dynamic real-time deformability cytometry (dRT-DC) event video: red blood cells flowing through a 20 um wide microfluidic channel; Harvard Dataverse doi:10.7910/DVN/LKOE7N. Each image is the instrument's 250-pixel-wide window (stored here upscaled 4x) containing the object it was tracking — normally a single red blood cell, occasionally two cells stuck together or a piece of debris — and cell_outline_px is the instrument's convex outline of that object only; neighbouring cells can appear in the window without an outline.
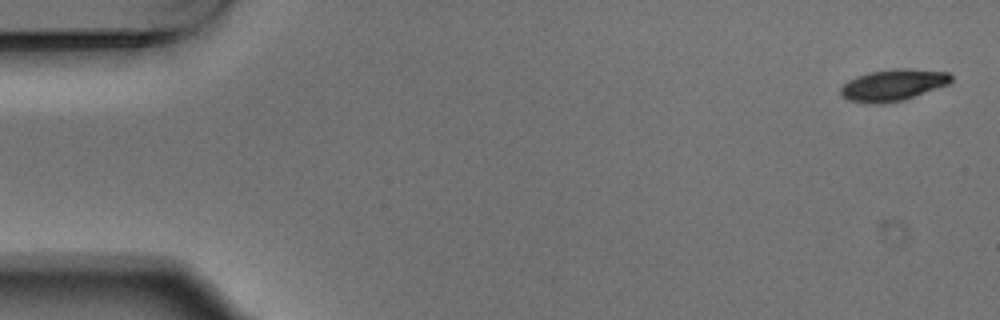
{"species": "Egyptian fruit bat (a non-hibernating species)", "species_latin": "Rousettus aegyptiacus", "temperature_condition": "warm", "stored_images_in_passage": 4, "camera_frame_rate_fps": 3000, "um_per_image_px": 0.085, "animal": {"sex": "male"}, "frame": {"image": 1, "passage_image": 1, "time_ms": 0.0, "image_size_px": [1000, 320], "cell_outline_px": [[952, 80], [948, 84], [904, 100], [884, 104], [872, 104], [848, 100], [840, 92], [840, 88], [848, 80], [856, 76], [868, 72], [892, 68], [904, 68], [948, 72], [952, 76]], "centroid_in_image_um": [75.89, 7.22], "position_along_channel_um": 9.1, "area_um2": 20.4}}
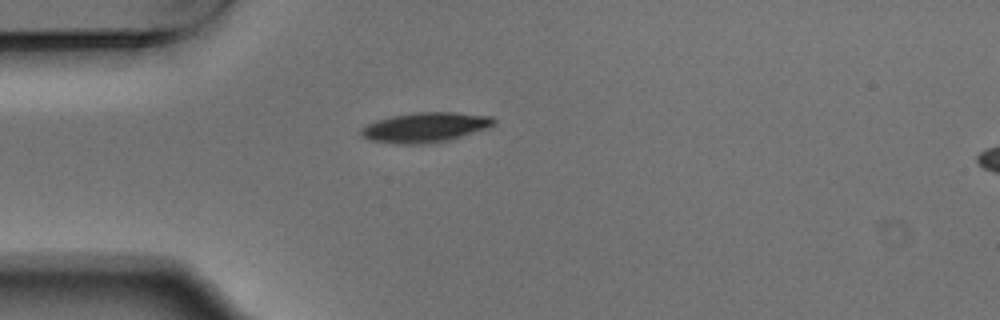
{"frame": {"image": 2, "passage_image": 4, "time_ms": 1.0, "image_size_px": [1000, 320], "cell_outline_px": [[496, 124], [488, 128], [448, 140], [420, 144], [396, 144], [368, 140], [360, 136], [360, 128], [376, 120], [392, 116], [416, 112], [452, 112], [492, 116], [496, 120]], "centroid_in_image_um": [36.12, 10.82], "position_along_channel_um": 48.9, "area_um2": 23.18}}